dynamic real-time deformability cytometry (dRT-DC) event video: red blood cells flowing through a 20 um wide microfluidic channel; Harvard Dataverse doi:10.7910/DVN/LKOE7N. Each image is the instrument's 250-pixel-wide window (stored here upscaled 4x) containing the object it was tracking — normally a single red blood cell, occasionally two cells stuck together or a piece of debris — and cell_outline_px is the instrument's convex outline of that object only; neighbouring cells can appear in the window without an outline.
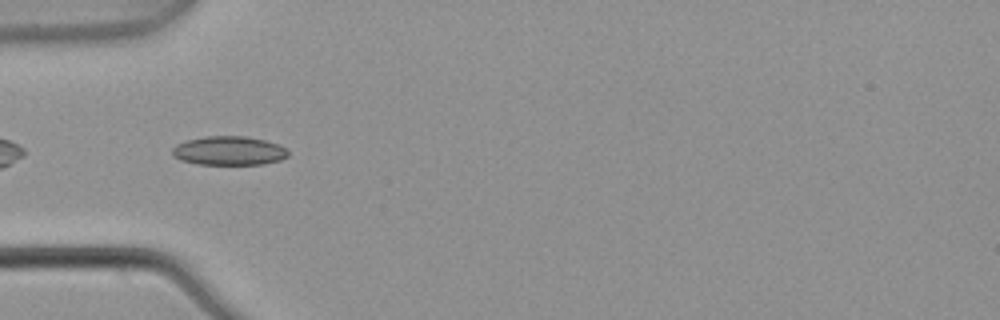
{"species": "common noctule bat (a hibernating species)", "species_latin": "Nyctalus noctula", "temperature_condition": "warm", "stored_images_in_passage": 6, "camera_frame_rate_fps": 3000, "um_per_image_px": 0.085, "animal": {"sex": "male", "body_mass_g": 21.5, "forearm_length_mm": 52.0}, "frame": {"image": 1, "passage_image": 5, "time_ms": 1.333, "image_size_px": [1000, 320], "cell_outline_px": [[288, 156], [280, 160], [264, 164], [196, 164], [180, 160], [172, 156], [172, 148], [176, 144], [188, 140], [204, 136], [244, 136], [264, 140], [280, 144], [288, 148]], "centroid_in_image_um": [19.47, 12.81], "position_along_channel_um": 65.5, "area_um2": 19.71}}
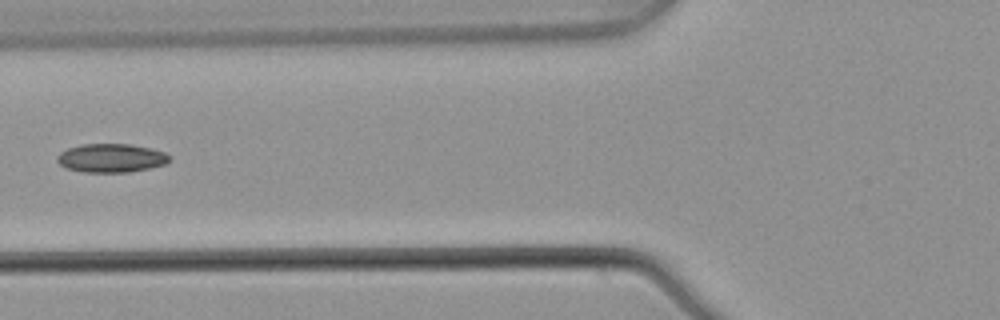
{"frame": {"image": 2, "passage_image": 6, "time_ms": 1.667, "image_size_px": [1000, 320], "cell_outline_px": [[172, 156], [164, 164], [148, 168], [128, 172], [84, 172], [68, 168], [60, 164], [56, 160], [56, 156], [60, 152], [68, 148], [80, 144], [132, 144], [152, 148], [164, 152]], "centroid_in_image_um": [9.44, 13.42], "position_along_channel_um": 116.4, "area_um2": 18.73}}